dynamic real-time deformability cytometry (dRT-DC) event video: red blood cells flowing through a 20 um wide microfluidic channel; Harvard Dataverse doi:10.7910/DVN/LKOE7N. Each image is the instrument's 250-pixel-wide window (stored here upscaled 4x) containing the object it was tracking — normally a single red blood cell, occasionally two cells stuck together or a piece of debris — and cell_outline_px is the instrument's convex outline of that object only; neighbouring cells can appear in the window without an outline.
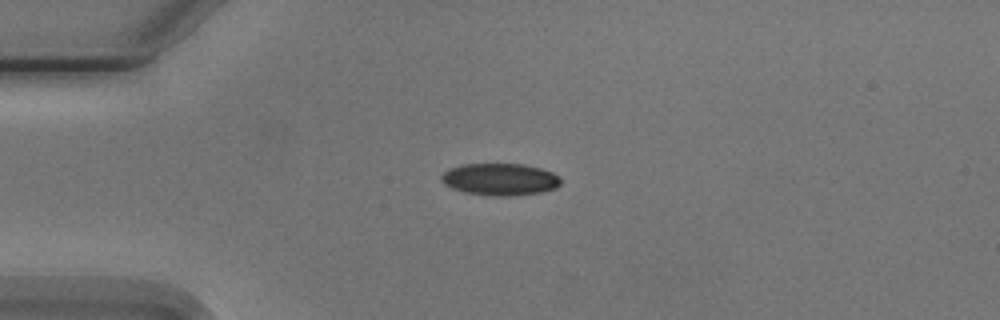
{"species": "Egyptian fruit bat (a non-hibernating species)", "species_latin": "Rousettus aegyptiacus", "temperature_condition": "cold", "stored_images_in_passage": 3, "camera_frame_rate_fps": 3000, "um_per_image_px": 0.085, "animal": {"sex": "male"}, "frame": {"image": 1, "passage_image": 2, "time_ms": 2.333, "image_size_px": [1000, 320], "cell_outline_px": [[560, 184], [556, 188], [544, 192], [516, 196], [488, 196], [464, 192], [452, 188], [444, 184], [440, 180], [440, 176], [448, 168], [460, 164], [524, 164], [540, 168], [552, 172], [560, 180]], "centroid_in_image_um": [42.47, 15.25], "position_along_channel_um": 42.5, "area_um2": 22.6}}